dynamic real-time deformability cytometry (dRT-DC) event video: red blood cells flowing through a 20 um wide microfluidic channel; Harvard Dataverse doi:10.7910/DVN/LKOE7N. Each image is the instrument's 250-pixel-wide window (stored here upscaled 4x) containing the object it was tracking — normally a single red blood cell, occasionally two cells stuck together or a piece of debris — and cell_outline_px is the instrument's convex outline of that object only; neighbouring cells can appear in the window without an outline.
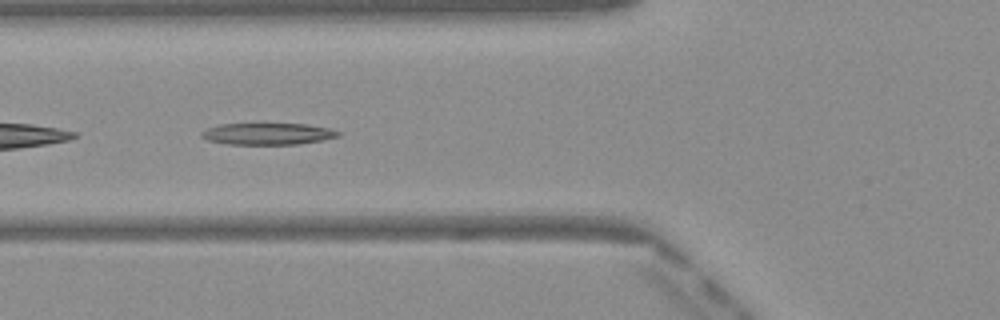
{"species": "Egyptian fruit bat (a non-hibernating species)", "species_latin": "Rousettus aegyptiacus", "temperature_condition": "warm", "stored_images_in_passage": 50, "camera_frame_rate_fps": 3000, "um_per_image_px": 0.085, "frame": {"image": 1, "passage_image": 19, "time_ms": 6.0, "image_size_px": [1000, 320], "cell_outline_px": [[340, 136], [324, 140], [300, 144], [228, 144], [208, 140], [200, 136], [200, 132], [208, 128], [220, 124], [308, 124], [328, 128], [340, 132]], "centroid_in_image_um": [22.77, 11.38], "position_along_channel_um": 103.0, "area_um2": 17.22}}
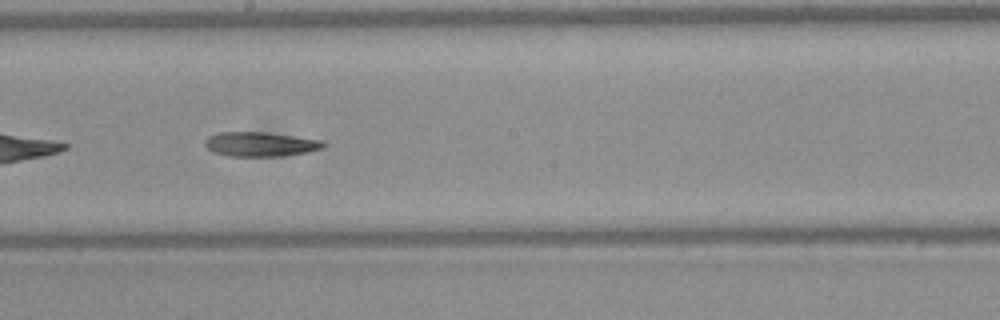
{"frame": {"image": 2, "passage_image": 28, "time_ms": 9.0, "image_size_px": [1000, 320], "cell_outline_px": [[328, 144], [324, 148], [308, 152], [284, 156], [228, 156], [212, 152], [204, 144], [204, 140], [208, 136], [216, 132], [264, 132], [324, 140]], "centroid_in_image_um": [22.15, 12.26], "position_along_channel_um": 226.0, "area_um2": 17.17}}
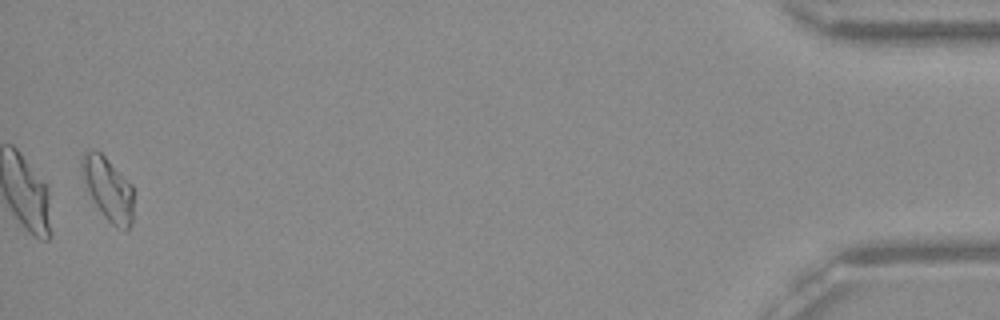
{"frame": {"image": 3, "passage_image": 49, "time_ms": 16.0, "image_size_px": [1000, 320], "cell_outline_px": [[132, 224], [128, 228], [124, 228], [112, 224], [104, 216], [96, 204], [88, 188], [80, 168], [80, 160], [84, 152], [92, 148], [100, 152], [132, 184]], "centroid_in_image_um": [9.18, 15.99], "position_along_channel_um": 426.0, "area_um2": 18.5}}